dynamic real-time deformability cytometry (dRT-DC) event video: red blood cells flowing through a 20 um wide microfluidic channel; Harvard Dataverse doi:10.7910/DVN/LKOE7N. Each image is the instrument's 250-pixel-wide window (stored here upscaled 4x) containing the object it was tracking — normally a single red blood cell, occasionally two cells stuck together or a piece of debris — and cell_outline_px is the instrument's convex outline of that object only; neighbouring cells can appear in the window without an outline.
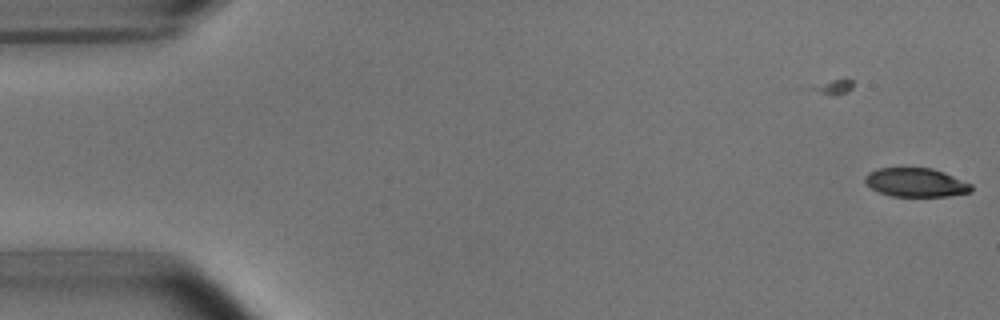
{"species": "common noctule bat (a hibernating species)", "species_latin": "Nyctalus noctula", "temperature_condition": "room temperature", "stored_images_in_passage": 2, "camera_frame_rate_fps": 3000, "um_per_image_px": 0.085, "animal": {"sex": "male", "body_mass_g": 15.6}, "frame": {"image": 1, "passage_image": 2, "time_ms": 1.0, "image_size_px": [1000, 320], "cell_outline_px": [[972, 192], [948, 196], [892, 196], [880, 192], [872, 188], [864, 180], [864, 176], [868, 172], [876, 168], [932, 168], [944, 172], [972, 184]], "centroid_in_image_um": [77.86, 15.5], "position_along_channel_um": 7.1, "area_um2": 17.8}}